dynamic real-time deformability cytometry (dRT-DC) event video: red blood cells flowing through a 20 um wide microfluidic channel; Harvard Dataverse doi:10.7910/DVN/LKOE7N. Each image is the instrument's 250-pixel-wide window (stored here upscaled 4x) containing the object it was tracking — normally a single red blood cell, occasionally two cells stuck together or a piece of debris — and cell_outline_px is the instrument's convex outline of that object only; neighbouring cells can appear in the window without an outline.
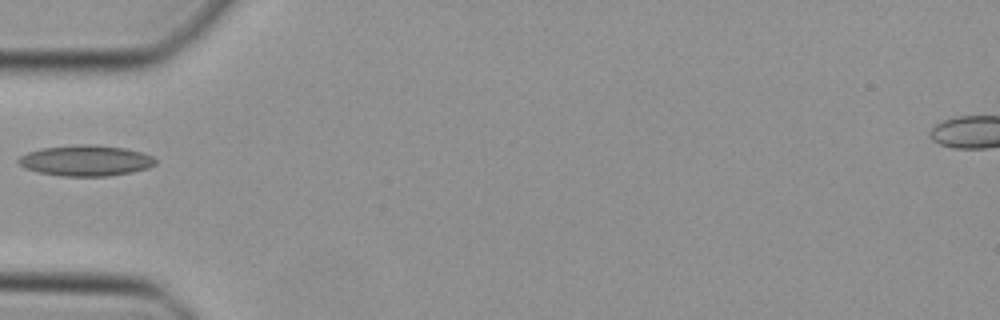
{"species": "Egyptian fruit bat (a non-hibernating species)", "species_latin": "Rousettus aegyptiacus", "temperature_condition": "cold", "stored_images_in_passage": 30, "camera_frame_rate_fps": 3000, "um_per_image_px": 0.085, "animal": {"sex": "female"}, "frame": {"image": 1, "passage_image": 1, "time_ms": 0.0, "image_size_px": [1000, 320], "cell_outline_px": [[156, 164], [148, 168], [132, 172], [108, 176], [60, 176], [40, 172], [24, 168], [16, 160], [20, 156], [28, 152], [40, 148], [80, 144], [96, 144], [124, 148], [140, 152], [152, 156], [156, 160]], "centroid_in_image_um": [7.28, 13.64], "position_along_channel_um": 77.7, "area_um2": 24.62}}
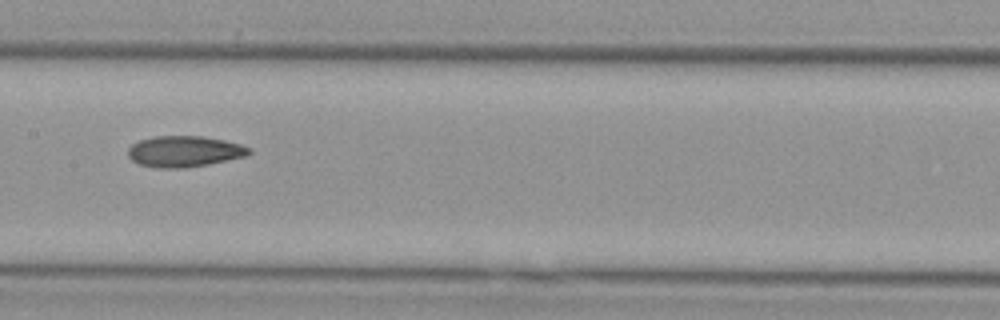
{"frame": {"image": 2, "passage_image": 9, "time_ms": 2.667, "image_size_px": [1000, 320], "cell_outline_px": [[252, 152], [244, 156], [228, 160], [208, 164], [184, 168], [156, 168], [140, 164], [132, 160], [128, 156], [128, 148], [132, 144], [140, 140], [156, 136], [204, 136], [224, 140], [240, 144], [252, 148]], "centroid_in_image_um": [15.67, 12.87], "position_along_channel_um": 191.7, "area_um2": 21.91}}
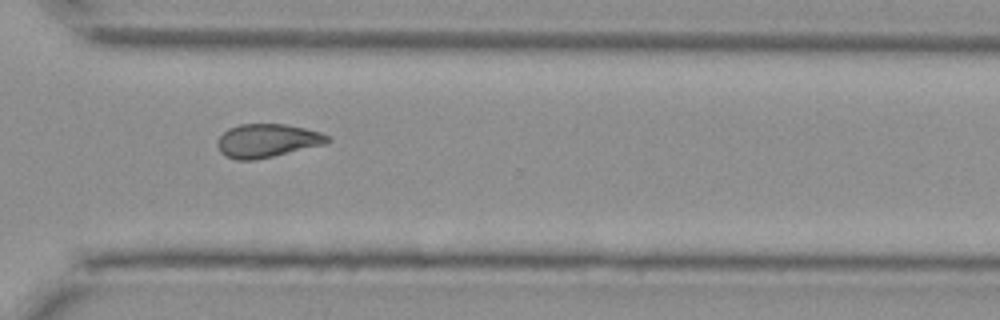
{"frame": {"image": 3, "passage_image": 20, "time_ms": 6.333, "image_size_px": [1000, 320], "cell_outline_px": [[332, 140], [324, 144], [272, 156], [252, 160], [236, 160], [224, 156], [220, 152], [216, 144], [220, 136], [228, 128], [240, 124], [288, 124], [320, 132], [332, 136]], "centroid_in_image_um": [22.7, 11.95], "position_along_channel_um": 347.9, "area_um2": 21.5}}